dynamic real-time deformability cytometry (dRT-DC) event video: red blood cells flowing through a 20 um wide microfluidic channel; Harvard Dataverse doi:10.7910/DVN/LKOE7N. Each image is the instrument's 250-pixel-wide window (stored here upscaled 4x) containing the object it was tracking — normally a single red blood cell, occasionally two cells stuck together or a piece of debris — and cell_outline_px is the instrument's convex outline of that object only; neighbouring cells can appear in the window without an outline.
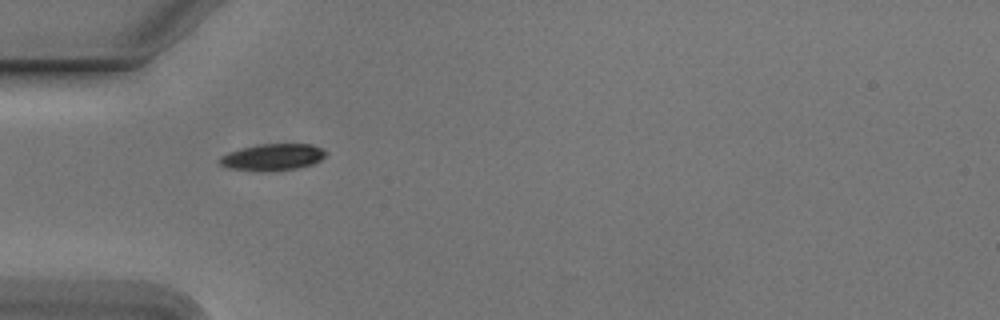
{"species": "Egyptian fruit bat (a non-hibernating species)", "species_latin": "Rousettus aegyptiacus", "temperature_condition": "cold", "stored_images_in_passage": 4, "camera_frame_rate_fps": 3000, "um_per_image_px": 0.085, "animal": {"sex": "male"}, "frame": {"image": 1, "passage_image": 1, "time_ms": 0.0, "image_size_px": [1000, 320], "cell_outline_px": [[328, 152], [320, 160], [312, 164], [296, 168], [228, 168], [220, 164], [216, 160], [220, 156], [228, 152], [240, 148], [260, 144], [312, 144]], "centroid_in_image_um": [23.17, 13.29], "position_along_channel_um": 61.8, "area_um2": 15.61}}
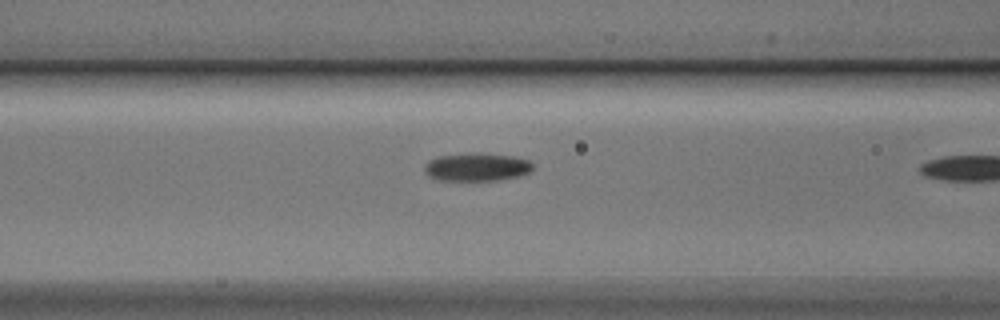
{"frame": {"image": 2, "passage_image": 3, "time_ms": 0.667, "image_size_px": [1000, 320], "cell_outline_px": [[532, 168], [528, 172], [516, 176], [496, 180], [436, 180], [428, 176], [424, 172], [424, 164], [428, 160], [436, 156], [468, 152], [476, 152], [512, 156], [528, 160], [532, 164]], "centroid_in_image_um": [40.42, 14.18], "position_along_channel_um": 126.2, "area_um2": 17.86}}